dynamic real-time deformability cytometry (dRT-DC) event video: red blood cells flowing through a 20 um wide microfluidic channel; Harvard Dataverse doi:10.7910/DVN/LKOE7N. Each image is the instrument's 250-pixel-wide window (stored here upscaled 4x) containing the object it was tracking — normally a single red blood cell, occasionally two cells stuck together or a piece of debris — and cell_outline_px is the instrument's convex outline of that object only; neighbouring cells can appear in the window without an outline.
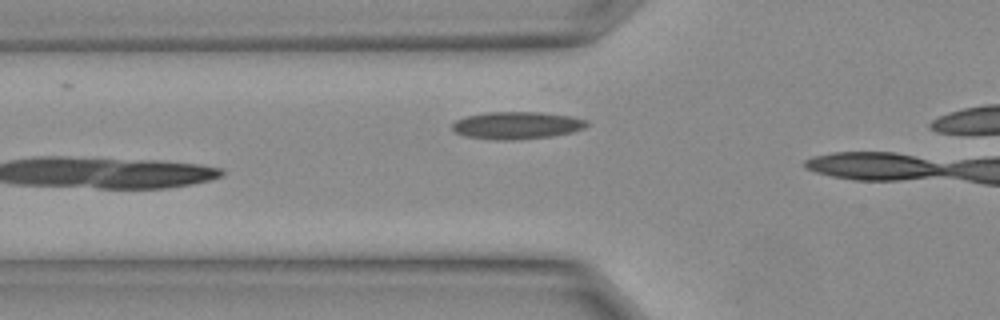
{"species": "Egyptian fruit bat (a non-hibernating species)", "species_latin": "Rousettus aegyptiacus", "temperature_condition": "warm", "stored_images_in_passage": 5, "camera_frame_rate_fps": 3000, "um_per_image_px": 0.085, "animal": {"sex": "female"}, "frame": {"image": 1, "passage_image": 5, "time_ms": 1.333, "image_size_px": [1000, 320], "cell_outline_px": [[588, 124], [584, 128], [572, 132], [552, 136], [512, 140], [500, 140], [464, 136], [456, 132], [452, 128], [452, 124], [456, 120], [468, 116], [488, 112], [540, 112], [572, 116], [588, 120]], "centroid_in_image_um": [43.96, 10.65], "position_along_channel_um": 81.8, "area_um2": 21.39}}